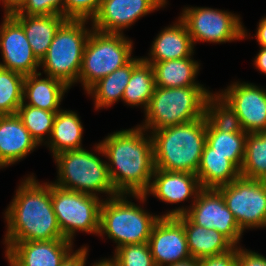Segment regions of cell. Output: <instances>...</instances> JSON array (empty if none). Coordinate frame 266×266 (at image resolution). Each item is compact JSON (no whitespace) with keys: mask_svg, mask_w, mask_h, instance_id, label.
<instances>
[{"mask_svg":"<svg viewBox=\"0 0 266 266\" xmlns=\"http://www.w3.org/2000/svg\"><path fill=\"white\" fill-rule=\"evenodd\" d=\"M152 66L158 87L203 86L195 81L200 65L191 57L156 62Z\"/></svg>","mask_w":266,"mask_h":266,"instance_id":"484cf974","label":"cell"},{"mask_svg":"<svg viewBox=\"0 0 266 266\" xmlns=\"http://www.w3.org/2000/svg\"><path fill=\"white\" fill-rule=\"evenodd\" d=\"M51 200L63 237L71 242L75 232L99 234L100 208L98 196L64 189L51 182Z\"/></svg>","mask_w":266,"mask_h":266,"instance_id":"9c48e42d","label":"cell"},{"mask_svg":"<svg viewBox=\"0 0 266 266\" xmlns=\"http://www.w3.org/2000/svg\"><path fill=\"white\" fill-rule=\"evenodd\" d=\"M64 2L65 0H26V3L23 5L20 11L13 15L64 16Z\"/></svg>","mask_w":266,"mask_h":266,"instance_id":"e575fe53","label":"cell"},{"mask_svg":"<svg viewBox=\"0 0 266 266\" xmlns=\"http://www.w3.org/2000/svg\"><path fill=\"white\" fill-rule=\"evenodd\" d=\"M240 173L245 178L266 181V130L248 133Z\"/></svg>","mask_w":266,"mask_h":266,"instance_id":"f546056e","label":"cell"},{"mask_svg":"<svg viewBox=\"0 0 266 266\" xmlns=\"http://www.w3.org/2000/svg\"><path fill=\"white\" fill-rule=\"evenodd\" d=\"M40 76L41 72L25 76L24 104L47 111L58 112L62 98L70 87L57 78L46 76L47 78L39 79ZM25 99L29 101L26 103Z\"/></svg>","mask_w":266,"mask_h":266,"instance_id":"44dd1931","label":"cell"},{"mask_svg":"<svg viewBox=\"0 0 266 266\" xmlns=\"http://www.w3.org/2000/svg\"><path fill=\"white\" fill-rule=\"evenodd\" d=\"M25 76L0 67V115L17 114L23 103Z\"/></svg>","mask_w":266,"mask_h":266,"instance_id":"1f68e13d","label":"cell"},{"mask_svg":"<svg viewBox=\"0 0 266 266\" xmlns=\"http://www.w3.org/2000/svg\"><path fill=\"white\" fill-rule=\"evenodd\" d=\"M118 194L104 200L100 208L99 236L106 234L113 239L116 249L120 246L149 241L154 224L161 216H153Z\"/></svg>","mask_w":266,"mask_h":266,"instance_id":"8992f818","label":"cell"},{"mask_svg":"<svg viewBox=\"0 0 266 266\" xmlns=\"http://www.w3.org/2000/svg\"><path fill=\"white\" fill-rule=\"evenodd\" d=\"M155 76L152 64L143 58H133V71L125 87L122 101L131 106L143 105L147 109L155 90Z\"/></svg>","mask_w":266,"mask_h":266,"instance_id":"4316f807","label":"cell"},{"mask_svg":"<svg viewBox=\"0 0 266 266\" xmlns=\"http://www.w3.org/2000/svg\"><path fill=\"white\" fill-rule=\"evenodd\" d=\"M37 146L17 114L0 115V168L22 160Z\"/></svg>","mask_w":266,"mask_h":266,"instance_id":"d6986e66","label":"cell"},{"mask_svg":"<svg viewBox=\"0 0 266 266\" xmlns=\"http://www.w3.org/2000/svg\"><path fill=\"white\" fill-rule=\"evenodd\" d=\"M9 266H60L73 251L67 239L5 242Z\"/></svg>","mask_w":266,"mask_h":266,"instance_id":"e0dca14e","label":"cell"},{"mask_svg":"<svg viewBox=\"0 0 266 266\" xmlns=\"http://www.w3.org/2000/svg\"><path fill=\"white\" fill-rule=\"evenodd\" d=\"M211 92L202 86L177 88L155 87L145 110V124L151 133L166 127L185 124L205 116V104Z\"/></svg>","mask_w":266,"mask_h":266,"instance_id":"277c9868","label":"cell"},{"mask_svg":"<svg viewBox=\"0 0 266 266\" xmlns=\"http://www.w3.org/2000/svg\"><path fill=\"white\" fill-rule=\"evenodd\" d=\"M92 266H117L115 261L111 258L109 259H103L101 261H98L94 263Z\"/></svg>","mask_w":266,"mask_h":266,"instance_id":"ee69618b","label":"cell"},{"mask_svg":"<svg viewBox=\"0 0 266 266\" xmlns=\"http://www.w3.org/2000/svg\"><path fill=\"white\" fill-rule=\"evenodd\" d=\"M202 189H217L241 176L240 169L227 156L211 153L206 143L196 173Z\"/></svg>","mask_w":266,"mask_h":266,"instance_id":"603a6c76","label":"cell"},{"mask_svg":"<svg viewBox=\"0 0 266 266\" xmlns=\"http://www.w3.org/2000/svg\"><path fill=\"white\" fill-rule=\"evenodd\" d=\"M166 266H199V260L197 258H189L184 261H180L174 264H169Z\"/></svg>","mask_w":266,"mask_h":266,"instance_id":"7bdbcfd3","label":"cell"},{"mask_svg":"<svg viewBox=\"0 0 266 266\" xmlns=\"http://www.w3.org/2000/svg\"><path fill=\"white\" fill-rule=\"evenodd\" d=\"M185 229L186 240L191 257L201 259L219 255L231 250L234 245L214 229L192 223L185 215L176 217Z\"/></svg>","mask_w":266,"mask_h":266,"instance_id":"7402d4cb","label":"cell"},{"mask_svg":"<svg viewBox=\"0 0 266 266\" xmlns=\"http://www.w3.org/2000/svg\"><path fill=\"white\" fill-rule=\"evenodd\" d=\"M155 168L196 174L206 144V117L151 133Z\"/></svg>","mask_w":266,"mask_h":266,"instance_id":"3957f363","label":"cell"},{"mask_svg":"<svg viewBox=\"0 0 266 266\" xmlns=\"http://www.w3.org/2000/svg\"><path fill=\"white\" fill-rule=\"evenodd\" d=\"M179 17L187 27L193 45L196 41L225 43L247 36L239 16L207 7H185Z\"/></svg>","mask_w":266,"mask_h":266,"instance_id":"7c38bea8","label":"cell"},{"mask_svg":"<svg viewBox=\"0 0 266 266\" xmlns=\"http://www.w3.org/2000/svg\"><path fill=\"white\" fill-rule=\"evenodd\" d=\"M216 190L242 231L266 227V181L240 176Z\"/></svg>","mask_w":266,"mask_h":266,"instance_id":"30bf717a","label":"cell"},{"mask_svg":"<svg viewBox=\"0 0 266 266\" xmlns=\"http://www.w3.org/2000/svg\"><path fill=\"white\" fill-rule=\"evenodd\" d=\"M148 245L156 266L191 258L183 224L176 217H160L154 224Z\"/></svg>","mask_w":266,"mask_h":266,"instance_id":"2e32d148","label":"cell"},{"mask_svg":"<svg viewBox=\"0 0 266 266\" xmlns=\"http://www.w3.org/2000/svg\"><path fill=\"white\" fill-rule=\"evenodd\" d=\"M88 20L66 19L56 31L40 66L47 76L63 81L68 87L78 82L85 45L91 30Z\"/></svg>","mask_w":266,"mask_h":266,"instance_id":"5b68a950","label":"cell"},{"mask_svg":"<svg viewBox=\"0 0 266 266\" xmlns=\"http://www.w3.org/2000/svg\"><path fill=\"white\" fill-rule=\"evenodd\" d=\"M185 215L192 223L207 229L217 230L234 246H237L243 231L228 209L223 196L216 189H202L187 209L176 208L162 217Z\"/></svg>","mask_w":266,"mask_h":266,"instance_id":"8fae6325","label":"cell"},{"mask_svg":"<svg viewBox=\"0 0 266 266\" xmlns=\"http://www.w3.org/2000/svg\"><path fill=\"white\" fill-rule=\"evenodd\" d=\"M236 111L243 131L266 130V90L252 83L234 82L218 93Z\"/></svg>","mask_w":266,"mask_h":266,"instance_id":"4fadbf2b","label":"cell"},{"mask_svg":"<svg viewBox=\"0 0 266 266\" xmlns=\"http://www.w3.org/2000/svg\"><path fill=\"white\" fill-rule=\"evenodd\" d=\"M5 8V15H13L20 11L26 0H0Z\"/></svg>","mask_w":266,"mask_h":266,"instance_id":"ab89813d","label":"cell"},{"mask_svg":"<svg viewBox=\"0 0 266 266\" xmlns=\"http://www.w3.org/2000/svg\"><path fill=\"white\" fill-rule=\"evenodd\" d=\"M256 39L260 46L266 48V17L262 18L258 24Z\"/></svg>","mask_w":266,"mask_h":266,"instance_id":"60d3db41","label":"cell"},{"mask_svg":"<svg viewBox=\"0 0 266 266\" xmlns=\"http://www.w3.org/2000/svg\"><path fill=\"white\" fill-rule=\"evenodd\" d=\"M123 33H104L91 28L78 81L87 92L100 79L127 64L133 57L132 41Z\"/></svg>","mask_w":266,"mask_h":266,"instance_id":"ba28073f","label":"cell"},{"mask_svg":"<svg viewBox=\"0 0 266 266\" xmlns=\"http://www.w3.org/2000/svg\"><path fill=\"white\" fill-rule=\"evenodd\" d=\"M12 16L22 25L32 52L39 61L46 55L56 31L66 20L62 15Z\"/></svg>","mask_w":266,"mask_h":266,"instance_id":"cb8c5ba5","label":"cell"},{"mask_svg":"<svg viewBox=\"0 0 266 266\" xmlns=\"http://www.w3.org/2000/svg\"><path fill=\"white\" fill-rule=\"evenodd\" d=\"M58 169V181L54 185L64 189L98 196L106 193L109 198L118 195L115 191L105 163L88 150L75 149L54 156ZM97 194V195H96Z\"/></svg>","mask_w":266,"mask_h":266,"instance_id":"52a82bcc","label":"cell"},{"mask_svg":"<svg viewBox=\"0 0 266 266\" xmlns=\"http://www.w3.org/2000/svg\"><path fill=\"white\" fill-rule=\"evenodd\" d=\"M199 260V266H238L237 246L231 250L214 256L204 257Z\"/></svg>","mask_w":266,"mask_h":266,"instance_id":"8d00e7d4","label":"cell"},{"mask_svg":"<svg viewBox=\"0 0 266 266\" xmlns=\"http://www.w3.org/2000/svg\"><path fill=\"white\" fill-rule=\"evenodd\" d=\"M166 0H102L92 28L104 33H123L137 19L165 6Z\"/></svg>","mask_w":266,"mask_h":266,"instance_id":"9a60e30c","label":"cell"},{"mask_svg":"<svg viewBox=\"0 0 266 266\" xmlns=\"http://www.w3.org/2000/svg\"><path fill=\"white\" fill-rule=\"evenodd\" d=\"M102 0H65L64 17L66 19L89 20L97 14Z\"/></svg>","mask_w":266,"mask_h":266,"instance_id":"d590c367","label":"cell"},{"mask_svg":"<svg viewBox=\"0 0 266 266\" xmlns=\"http://www.w3.org/2000/svg\"><path fill=\"white\" fill-rule=\"evenodd\" d=\"M260 51L255 57L254 64L261 73L266 74V48L260 46Z\"/></svg>","mask_w":266,"mask_h":266,"instance_id":"b9f144b4","label":"cell"},{"mask_svg":"<svg viewBox=\"0 0 266 266\" xmlns=\"http://www.w3.org/2000/svg\"><path fill=\"white\" fill-rule=\"evenodd\" d=\"M194 45L184 22L165 27L151 46L150 58H143L149 64L156 62L192 57Z\"/></svg>","mask_w":266,"mask_h":266,"instance_id":"ffe728a7","label":"cell"},{"mask_svg":"<svg viewBox=\"0 0 266 266\" xmlns=\"http://www.w3.org/2000/svg\"><path fill=\"white\" fill-rule=\"evenodd\" d=\"M247 132L225 133L217 131L206 119V143L211 153L227 156L239 169L245 157Z\"/></svg>","mask_w":266,"mask_h":266,"instance_id":"f1b7e54d","label":"cell"},{"mask_svg":"<svg viewBox=\"0 0 266 266\" xmlns=\"http://www.w3.org/2000/svg\"><path fill=\"white\" fill-rule=\"evenodd\" d=\"M237 265L238 266H266V257L237 247Z\"/></svg>","mask_w":266,"mask_h":266,"instance_id":"74e56055","label":"cell"},{"mask_svg":"<svg viewBox=\"0 0 266 266\" xmlns=\"http://www.w3.org/2000/svg\"><path fill=\"white\" fill-rule=\"evenodd\" d=\"M152 178L145 194H128V196L145 202L147 195L151 193L163 202L174 204L187 200L191 196L195 199L202 190L197 175L189 172L155 168Z\"/></svg>","mask_w":266,"mask_h":266,"instance_id":"ac0fdd59","label":"cell"},{"mask_svg":"<svg viewBox=\"0 0 266 266\" xmlns=\"http://www.w3.org/2000/svg\"><path fill=\"white\" fill-rule=\"evenodd\" d=\"M205 117L217 131L225 133L244 132L236 111L217 93H211L207 98Z\"/></svg>","mask_w":266,"mask_h":266,"instance_id":"4dcf8cb0","label":"cell"},{"mask_svg":"<svg viewBox=\"0 0 266 266\" xmlns=\"http://www.w3.org/2000/svg\"><path fill=\"white\" fill-rule=\"evenodd\" d=\"M112 259L117 266H156L148 242L120 246Z\"/></svg>","mask_w":266,"mask_h":266,"instance_id":"836d02e7","label":"cell"},{"mask_svg":"<svg viewBox=\"0 0 266 266\" xmlns=\"http://www.w3.org/2000/svg\"><path fill=\"white\" fill-rule=\"evenodd\" d=\"M5 212L4 242L65 239L51 200V183L40 184L29 176L21 182Z\"/></svg>","mask_w":266,"mask_h":266,"instance_id":"7a4b0ae2","label":"cell"},{"mask_svg":"<svg viewBox=\"0 0 266 266\" xmlns=\"http://www.w3.org/2000/svg\"><path fill=\"white\" fill-rule=\"evenodd\" d=\"M56 113L25 105L24 101L17 111V115L22 120L25 128L38 145L44 142L45 134L49 135L48 139L50 138Z\"/></svg>","mask_w":266,"mask_h":266,"instance_id":"d6a6232c","label":"cell"},{"mask_svg":"<svg viewBox=\"0 0 266 266\" xmlns=\"http://www.w3.org/2000/svg\"><path fill=\"white\" fill-rule=\"evenodd\" d=\"M0 49V67L24 76L38 73L40 61L33 54L22 25L12 15H4L0 26Z\"/></svg>","mask_w":266,"mask_h":266,"instance_id":"5bb4252c","label":"cell"},{"mask_svg":"<svg viewBox=\"0 0 266 266\" xmlns=\"http://www.w3.org/2000/svg\"><path fill=\"white\" fill-rule=\"evenodd\" d=\"M88 248L81 247L80 249L76 250L74 253L71 252L65 260L61 263L60 266H85L86 264V257Z\"/></svg>","mask_w":266,"mask_h":266,"instance_id":"f35d334b","label":"cell"},{"mask_svg":"<svg viewBox=\"0 0 266 266\" xmlns=\"http://www.w3.org/2000/svg\"><path fill=\"white\" fill-rule=\"evenodd\" d=\"M132 71L133 58L124 66L100 79L86 92L94 97L95 109L108 108L119 99L122 100Z\"/></svg>","mask_w":266,"mask_h":266,"instance_id":"83f0119b","label":"cell"},{"mask_svg":"<svg viewBox=\"0 0 266 266\" xmlns=\"http://www.w3.org/2000/svg\"><path fill=\"white\" fill-rule=\"evenodd\" d=\"M143 132L140 125L116 131L95 147L110 162L108 173L118 194H145L150 186L155 170L153 142Z\"/></svg>","mask_w":266,"mask_h":266,"instance_id":"6da1fadb","label":"cell"},{"mask_svg":"<svg viewBox=\"0 0 266 266\" xmlns=\"http://www.w3.org/2000/svg\"><path fill=\"white\" fill-rule=\"evenodd\" d=\"M83 126L77 113L60 109L54 118L50 138L47 139L53 156L75 149H82Z\"/></svg>","mask_w":266,"mask_h":266,"instance_id":"d4e9b609","label":"cell"}]
</instances>
